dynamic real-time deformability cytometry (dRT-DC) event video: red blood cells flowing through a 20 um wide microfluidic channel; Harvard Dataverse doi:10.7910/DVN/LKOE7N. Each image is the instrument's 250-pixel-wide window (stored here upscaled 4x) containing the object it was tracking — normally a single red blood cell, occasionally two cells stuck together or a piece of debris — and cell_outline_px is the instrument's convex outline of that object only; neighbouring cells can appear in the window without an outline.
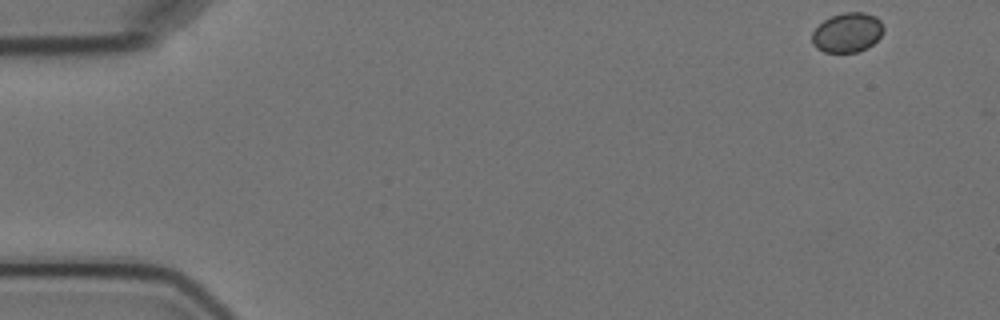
{"species": "Egyptian fruit bat (a non-hibernating species)", "species_latin": "Rousettus aegyptiacus", "temperature_condition": "cold", "stored_images_in_passage": 4, "camera_frame_rate_fps": 3000, "um_per_image_px": 0.085, "animal": {"sex": "female"}, "frame": {"image": 1, "passage_image": 1, "time_ms": 0.0, "image_size_px": [1000, 320], "cell_outline_px": [[884, 28], [880, 36], [868, 48], [856, 52], [824, 52], [816, 48], [812, 44], [812, 32], [824, 20], [832, 16], [844, 12], [864, 12], [876, 16], [880, 20]], "centroid_in_image_um": [72.02, 2.77], "position_along_channel_um": 13.0, "area_um2": 16.47}}
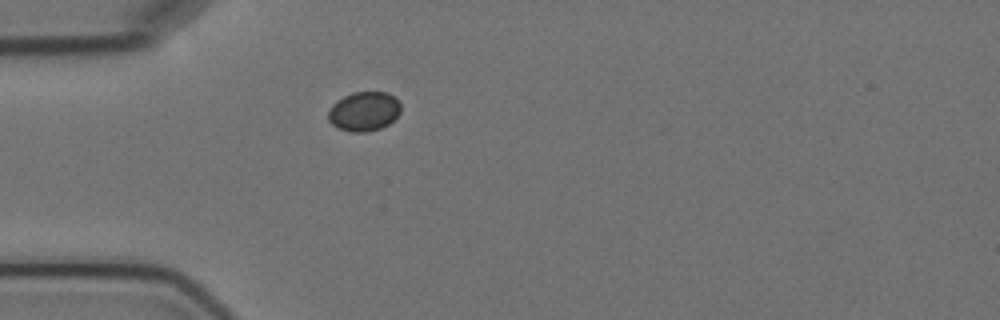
{"frame": {"image": 2, "passage_image": 4, "time_ms": 4.333, "image_size_px": [1000, 320], "cell_outline_px": [[400, 112], [388, 124], [380, 128], [364, 132], [352, 132], [336, 128], [328, 120], [328, 112], [332, 104], [344, 96], [352, 92], [388, 92], [400, 104]], "centroid_in_image_um": [30.91, 9.47], "position_along_channel_um": 54.1, "area_um2": 16.53}}